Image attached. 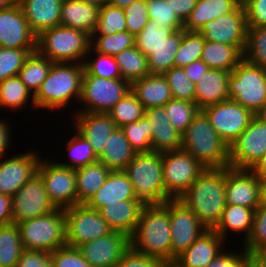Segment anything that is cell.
<instances>
[{"label": "cell", "instance_id": "cell-1", "mask_svg": "<svg viewBox=\"0 0 266 267\" xmlns=\"http://www.w3.org/2000/svg\"><path fill=\"white\" fill-rule=\"evenodd\" d=\"M208 230L219 223L226 207L225 168H206L179 197Z\"/></svg>", "mask_w": 266, "mask_h": 267}, {"label": "cell", "instance_id": "cell-2", "mask_svg": "<svg viewBox=\"0 0 266 267\" xmlns=\"http://www.w3.org/2000/svg\"><path fill=\"white\" fill-rule=\"evenodd\" d=\"M130 249L162 261L171 262L169 200L158 205H144L137 226L129 236Z\"/></svg>", "mask_w": 266, "mask_h": 267}, {"label": "cell", "instance_id": "cell-3", "mask_svg": "<svg viewBox=\"0 0 266 267\" xmlns=\"http://www.w3.org/2000/svg\"><path fill=\"white\" fill-rule=\"evenodd\" d=\"M83 73V64L53 63L47 78L34 95L36 109L62 110L74 98L80 100Z\"/></svg>", "mask_w": 266, "mask_h": 267}, {"label": "cell", "instance_id": "cell-4", "mask_svg": "<svg viewBox=\"0 0 266 267\" xmlns=\"http://www.w3.org/2000/svg\"><path fill=\"white\" fill-rule=\"evenodd\" d=\"M181 149L187 151L205 168L229 167V146L200 110L182 134Z\"/></svg>", "mask_w": 266, "mask_h": 267}, {"label": "cell", "instance_id": "cell-5", "mask_svg": "<svg viewBox=\"0 0 266 267\" xmlns=\"http://www.w3.org/2000/svg\"><path fill=\"white\" fill-rule=\"evenodd\" d=\"M163 153H136L126 166L127 174L134 188L135 197L143 205L163 204L172 198L165 192L163 181Z\"/></svg>", "mask_w": 266, "mask_h": 267}, {"label": "cell", "instance_id": "cell-6", "mask_svg": "<svg viewBox=\"0 0 266 267\" xmlns=\"http://www.w3.org/2000/svg\"><path fill=\"white\" fill-rule=\"evenodd\" d=\"M90 49L91 35L63 25L41 32L36 39V51L53 63L83 64Z\"/></svg>", "mask_w": 266, "mask_h": 267}, {"label": "cell", "instance_id": "cell-7", "mask_svg": "<svg viewBox=\"0 0 266 267\" xmlns=\"http://www.w3.org/2000/svg\"><path fill=\"white\" fill-rule=\"evenodd\" d=\"M24 249L52 253L66 245V217L64 209L16 224Z\"/></svg>", "mask_w": 266, "mask_h": 267}, {"label": "cell", "instance_id": "cell-8", "mask_svg": "<svg viewBox=\"0 0 266 267\" xmlns=\"http://www.w3.org/2000/svg\"><path fill=\"white\" fill-rule=\"evenodd\" d=\"M228 94L255 114L266 103V69L242 59L230 73Z\"/></svg>", "mask_w": 266, "mask_h": 267}, {"label": "cell", "instance_id": "cell-9", "mask_svg": "<svg viewBox=\"0 0 266 267\" xmlns=\"http://www.w3.org/2000/svg\"><path fill=\"white\" fill-rule=\"evenodd\" d=\"M129 91L130 84L124 79L83 75L81 97L78 104H84V107L76 112L108 113Z\"/></svg>", "mask_w": 266, "mask_h": 267}, {"label": "cell", "instance_id": "cell-10", "mask_svg": "<svg viewBox=\"0 0 266 267\" xmlns=\"http://www.w3.org/2000/svg\"><path fill=\"white\" fill-rule=\"evenodd\" d=\"M53 161L41 158L37 167L49 200L60 209L79 205L75 169L60 165L56 159Z\"/></svg>", "mask_w": 266, "mask_h": 267}, {"label": "cell", "instance_id": "cell-11", "mask_svg": "<svg viewBox=\"0 0 266 267\" xmlns=\"http://www.w3.org/2000/svg\"><path fill=\"white\" fill-rule=\"evenodd\" d=\"M66 217V245L78 247L92 240L104 237L113 229L98 210L85 204L64 209Z\"/></svg>", "mask_w": 266, "mask_h": 267}, {"label": "cell", "instance_id": "cell-12", "mask_svg": "<svg viewBox=\"0 0 266 267\" xmlns=\"http://www.w3.org/2000/svg\"><path fill=\"white\" fill-rule=\"evenodd\" d=\"M162 166L165 192L172 199H179L206 169L183 149L163 152Z\"/></svg>", "mask_w": 266, "mask_h": 267}, {"label": "cell", "instance_id": "cell-13", "mask_svg": "<svg viewBox=\"0 0 266 267\" xmlns=\"http://www.w3.org/2000/svg\"><path fill=\"white\" fill-rule=\"evenodd\" d=\"M203 111L228 146H231L255 116L249 109L231 99L207 106Z\"/></svg>", "mask_w": 266, "mask_h": 267}, {"label": "cell", "instance_id": "cell-14", "mask_svg": "<svg viewBox=\"0 0 266 267\" xmlns=\"http://www.w3.org/2000/svg\"><path fill=\"white\" fill-rule=\"evenodd\" d=\"M266 152V123L253 117L229 146V167L251 169Z\"/></svg>", "mask_w": 266, "mask_h": 267}, {"label": "cell", "instance_id": "cell-15", "mask_svg": "<svg viewBox=\"0 0 266 267\" xmlns=\"http://www.w3.org/2000/svg\"><path fill=\"white\" fill-rule=\"evenodd\" d=\"M169 220L171 231V262L187 250L206 229L197 216L180 200H169Z\"/></svg>", "mask_w": 266, "mask_h": 267}, {"label": "cell", "instance_id": "cell-16", "mask_svg": "<svg viewBox=\"0 0 266 267\" xmlns=\"http://www.w3.org/2000/svg\"><path fill=\"white\" fill-rule=\"evenodd\" d=\"M11 203L14 224L40 217L56 208L49 200L43 180L37 173L11 196Z\"/></svg>", "mask_w": 266, "mask_h": 267}, {"label": "cell", "instance_id": "cell-17", "mask_svg": "<svg viewBox=\"0 0 266 267\" xmlns=\"http://www.w3.org/2000/svg\"><path fill=\"white\" fill-rule=\"evenodd\" d=\"M247 30L245 8L237 7L229 14L206 22L199 33L205 40L235 46L243 54Z\"/></svg>", "mask_w": 266, "mask_h": 267}, {"label": "cell", "instance_id": "cell-18", "mask_svg": "<svg viewBox=\"0 0 266 267\" xmlns=\"http://www.w3.org/2000/svg\"><path fill=\"white\" fill-rule=\"evenodd\" d=\"M36 150L15 154L2 160L0 156V193L13 196L36 173L41 156Z\"/></svg>", "mask_w": 266, "mask_h": 267}, {"label": "cell", "instance_id": "cell-19", "mask_svg": "<svg viewBox=\"0 0 266 267\" xmlns=\"http://www.w3.org/2000/svg\"><path fill=\"white\" fill-rule=\"evenodd\" d=\"M77 248L92 267H115L130 249L129 236L124 232L113 231Z\"/></svg>", "mask_w": 266, "mask_h": 267}, {"label": "cell", "instance_id": "cell-20", "mask_svg": "<svg viewBox=\"0 0 266 267\" xmlns=\"http://www.w3.org/2000/svg\"><path fill=\"white\" fill-rule=\"evenodd\" d=\"M36 39L18 2L0 10V47L36 49Z\"/></svg>", "mask_w": 266, "mask_h": 267}, {"label": "cell", "instance_id": "cell-21", "mask_svg": "<svg viewBox=\"0 0 266 267\" xmlns=\"http://www.w3.org/2000/svg\"><path fill=\"white\" fill-rule=\"evenodd\" d=\"M227 204L256 209L260 205V180L251 169L225 167Z\"/></svg>", "mask_w": 266, "mask_h": 267}, {"label": "cell", "instance_id": "cell-22", "mask_svg": "<svg viewBox=\"0 0 266 267\" xmlns=\"http://www.w3.org/2000/svg\"><path fill=\"white\" fill-rule=\"evenodd\" d=\"M74 116V118H73ZM73 129L92 145L98 157L107 144L110 135L117 128L109 113L75 112L72 115Z\"/></svg>", "mask_w": 266, "mask_h": 267}, {"label": "cell", "instance_id": "cell-23", "mask_svg": "<svg viewBox=\"0 0 266 267\" xmlns=\"http://www.w3.org/2000/svg\"><path fill=\"white\" fill-rule=\"evenodd\" d=\"M225 240L214 230L205 231L179 256L174 263L179 267H207L224 250Z\"/></svg>", "mask_w": 266, "mask_h": 267}, {"label": "cell", "instance_id": "cell-24", "mask_svg": "<svg viewBox=\"0 0 266 267\" xmlns=\"http://www.w3.org/2000/svg\"><path fill=\"white\" fill-rule=\"evenodd\" d=\"M63 0H17L31 31L38 36L41 32L60 25Z\"/></svg>", "mask_w": 266, "mask_h": 267}, {"label": "cell", "instance_id": "cell-25", "mask_svg": "<svg viewBox=\"0 0 266 267\" xmlns=\"http://www.w3.org/2000/svg\"><path fill=\"white\" fill-rule=\"evenodd\" d=\"M123 200H137L132 183L124 171H111L102 187L85 205L99 211Z\"/></svg>", "mask_w": 266, "mask_h": 267}, {"label": "cell", "instance_id": "cell-26", "mask_svg": "<svg viewBox=\"0 0 266 267\" xmlns=\"http://www.w3.org/2000/svg\"><path fill=\"white\" fill-rule=\"evenodd\" d=\"M229 71L209 69L195 85V103L203 110L205 107L229 99Z\"/></svg>", "mask_w": 266, "mask_h": 267}, {"label": "cell", "instance_id": "cell-27", "mask_svg": "<svg viewBox=\"0 0 266 267\" xmlns=\"http://www.w3.org/2000/svg\"><path fill=\"white\" fill-rule=\"evenodd\" d=\"M99 10V6L82 0H63L60 25L85 31L92 36L97 27Z\"/></svg>", "mask_w": 266, "mask_h": 267}, {"label": "cell", "instance_id": "cell-28", "mask_svg": "<svg viewBox=\"0 0 266 267\" xmlns=\"http://www.w3.org/2000/svg\"><path fill=\"white\" fill-rule=\"evenodd\" d=\"M130 91L145 109L164 106L173 98L163 74H149L132 82Z\"/></svg>", "mask_w": 266, "mask_h": 267}, {"label": "cell", "instance_id": "cell-29", "mask_svg": "<svg viewBox=\"0 0 266 267\" xmlns=\"http://www.w3.org/2000/svg\"><path fill=\"white\" fill-rule=\"evenodd\" d=\"M143 206L139 200H123L106 205L99 212L113 231L130 236L137 226Z\"/></svg>", "mask_w": 266, "mask_h": 267}, {"label": "cell", "instance_id": "cell-30", "mask_svg": "<svg viewBox=\"0 0 266 267\" xmlns=\"http://www.w3.org/2000/svg\"><path fill=\"white\" fill-rule=\"evenodd\" d=\"M236 0H197L195 8L183 22L184 32H199L208 21L233 12Z\"/></svg>", "mask_w": 266, "mask_h": 267}, {"label": "cell", "instance_id": "cell-31", "mask_svg": "<svg viewBox=\"0 0 266 267\" xmlns=\"http://www.w3.org/2000/svg\"><path fill=\"white\" fill-rule=\"evenodd\" d=\"M254 214L255 209L253 208L226 204L222 217L213 230L224 240H227L226 238L231 234L230 231L240 234L243 232L242 234H244V236L241 241L245 242L252 230Z\"/></svg>", "mask_w": 266, "mask_h": 267}, {"label": "cell", "instance_id": "cell-32", "mask_svg": "<svg viewBox=\"0 0 266 267\" xmlns=\"http://www.w3.org/2000/svg\"><path fill=\"white\" fill-rule=\"evenodd\" d=\"M136 153L121 128H116L98 156V161L105 164L111 171H124Z\"/></svg>", "mask_w": 266, "mask_h": 267}, {"label": "cell", "instance_id": "cell-33", "mask_svg": "<svg viewBox=\"0 0 266 267\" xmlns=\"http://www.w3.org/2000/svg\"><path fill=\"white\" fill-rule=\"evenodd\" d=\"M78 204H86L102 187L111 170L100 161L75 169Z\"/></svg>", "mask_w": 266, "mask_h": 267}, {"label": "cell", "instance_id": "cell-34", "mask_svg": "<svg viewBox=\"0 0 266 267\" xmlns=\"http://www.w3.org/2000/svg\"><path fill=\"white\" fill-rule=\"evenodd\" d=\"M243 59V54L232 45L205 40L201 60L210 68L231 72Z\"/></svg>", "mask_w": 266, "mask_h": 267}, {"label": "cell", "instance_id": "cell-35", "mask_svg": "<svg viewBox=\"0 0 266 267\" xmlns=\"http://www.w3.org/2000/svg\"><path fill=\"white\" fill-rule=\"evenodd\" d=\"M182 40V30H176L172 35L156 46L147 56L151 74H163L174 67V60Z\"/></svg>", "mask_w": 266, "mask_h": 267}, {"label": "cell", "instance_id": "cell-36", "mask_svg": "<svg viewBox=\"0 0 266 267\" xmlns=\"http://www.w3.org/2000/svg\"><path fill=\"white\" fill-rule=\"evenodd\" d=\"M115 58L122 79L129 84L151 74L147 57L136 46L121 51Z\"/></svg>", "mask_w": 266, "mask_h": 267}, {"label": "cell", "instance_id": "cell-37", "mask_svg": "<svg viewBox=\"0 0 266 267\" xmlns=\"http://www.w3.org/2000/svg\"><path fill=\"white\" fill-rule=\"evenodd\" d=\"M52 64V61L35 51L30 54L23 67L20 69L18 77L33 96L47 78Z\"/></svg>", "mask_w": 266, "mask_h": 267}, {"label": "cell", "instance_id": "cell-38", "mask_svg": "<svg viewBox=\"0 0 266 267\" xmlns=\"http://www.w3.org/2000/svg\"><path fill=\"white\" fill-rule=\"evenodd\" d=\"M32 101V103H30ZM30 103L35 107L34 96L27 89L26 85L21 81L18 76L7 78L6 80L0 82V105L1 108L9 107L8 109H16L20 111L22 107Z\"/></svg>", "mask_w": 266, "mask_h": 267}, {"label": "cell", "instance_id": "cell-39", "mask_svg": "<svg viewBox=\"0 0 266 267\" xmlns=\"http://www.w3.org/2000/svg\"><path fill=\"white\" fill-rule=\"evenodd\" d=\"M23 251L17 225H0V267H16Z\"/></svg>", "mask_w": 266, "mask_h": 267}, {"label": "cell", "instance_id": "cell-40", "mask_svg": "<svg viewBox=\"0 0 266 267\" xmlns=\"http://www.w3.org/2000/svg\"><path fill=\"white\" fill-rule=\"evenodd\" d=\"M135 46V36L128 31L117 32L112 35L92 34V51L115 56L123 50Z\"/></svg>", "mask_w": 266, "mask_h": 267}, {"label": "cell", "instance_id": "cell-41", "mask_svg": "<svg viewBox=\"0 0 266 267\" xmlns=\"http://www.w3.org/2000/svg\"><path fill=\"white\" fill-rule=\"evenodd\" d=\"M69 141H67L68 162L57 161L60 165L77 169L84 167L90 163L98 161V157L94 153L92 145L80 133L75 131Z\"/></svg>", "mask_w": 266, "mask_h": 267}, {"label": "cell", "instance_id": "cell-42", "mask_svg": "<svg viewBox=\"0 0 266 267\" xmlns=\"http://www.w3.org/2000/svg\"><path fill=\"white\" fill-rule=\"evenodd\" d=\"M169 122L183 134L201 110L195 102L172 98L164 105Z\"/></svg>", "mask_w": 266, "mask_h": 267}, {"label": "cell", "instance_id": "cell-43", "mask_svg": "<svg viewBox=\"0 0 266 267\" xmlns=\"http://www.w3.org/2000/svg\"><path fill=\"white\" fill-rule=\"evenodd\" d=\"M108 113L116 127L121 128L128 123L137 122L141 119L145 115V108L129 91Z\"/></svg>", "mask_w": 266, "mask_h": 267}, {"label": "cell", "instance_id": "cell-44", "mask_svg": "<svg viewBox=\"0 0 266 267\" xmlns=\"http://www.w3.org/2000/svg\"><path fill=\"white\" fill-rule=\"evenodd\" d=\"M152 125L144 115L137 122L128 123L121 127L131 147L137 152H152Z\"/></svg>", "mask_w": 266, "mask_h": 267}, {"label": "cell", "instance_id": "cell-45", "mask_svg": "<svg viewBox=\"0 0 266 267\" xmlns=\"http://www.w3.org/2000/svg\"><path fill=\"white\" fill-rule=\"evenodd\" d=\"M204 36L199 32H184L182 29V40L174 60V67H185L192 62L201 59Z\"/></svg>", "mask_w": 266, "mask_h": 267}, {"label": "cell", "instance_id": "cell-46", "mask_svg": "<svg viewBox=\"0 0 266 267\" xmlns=\"http://www.w3.org/2000/svg\"><path fill=\"white\" fill-rule=\"evenodd\" d=\"M243 59L266 69V27H248Z\"/></svg>", "mask_w": 266, "mask_h": 267}, {"label": "cell", "instance_id": "cell-47", "mask_svg": "<svg viewBox=\"0 0 266 267\" xmlns=\"http://www.w3.org/2000/svg\"><path fill=\"white\" fill-rule=\"evenodd\" d=\"M92 52H94L93 57L95 59L94 58L91 59L89 57ZM87 56L90 59L86 57L85 61L83 62L84 65L83 75H94L96 77L108 78V79H122L115 56L101 54L92 51V49H90Z\"/></svg>", "mask_w": 266, "mask_h": 267}, {"label": "cell", "instance_id": "cell-48", "mask_svg": "<svg viewBox=\"0 0 266 267\" xmlns=\"http://www.w3.org/2000/svg\"><path fill=\"white\" fill-rule=\"evenodd\" d=\"M127 31L124 9L106 4L100 7L96 30L93 34L112 35Z\"/></svg>", "mask_w": 266, "mask_h": 267}, {"label": "cell", "instance_id": "cell-49", "mask_svg": "<svg viewBox=\"0 0 266 267\" xmlns=\"http://www.w3.org/2000/svg\"><path fill=\"white\" fill-rule=\"evenodd\" d=\"M174 99L195 102V84L186 76L184 68L172 67L163 73Z\"/></svg>", "mask_w": 266, "mask_h": 267}, {"label": "cell", "instance_id": "cell-50", "mask_svg": "<svg viewBox=\"0 0 266 267\" xmlns=\"http://www.w3.org/2000/svg\"><path fill=\"white\" fill-rule=\"evenodd\" d=\"M36 49H11L0 47V82L18 76L20 69Z\"/></svg>", "mask_w": 266, "mask_h": 267}, {"label": "cell", "instance_id": "cell-51", "mask_svg": "<svg viewBox=\"0 0 266 267\" xmlns=\"http://www.w3.org/2000/svg\"><path fill=\"white\" fill-rule=\"evenodd\" d=\"M150 21L163 29H183V21L172 11L166 0H146Z\"/></svg>", "mask_w": 266, "mask_h": 267}, {"label": "cell", "instance_id": "cell-52", "mask_svg": "<svg viewBox=\"0 0 266 267\" xmlns=\"http://www.w3.org/2000/svg\"><path fill=\"white\" fill-rule=\"evenodd\" d=\"M152 127V151L163 153L181 149L182 134L170 122H168V125Z\"/></svg>", "mask_w": 266, "mask_h": 267}, {"label": "cell", "instance_id": "cell-53", "mask_svg": "<svg viewBox=\"0 0 266 267\" xmlns=\"http://www.w3.org/2000/svg\"><path fill=\"white\" fill-rule=\"evenodd\" d=\"M175 31V29H163L158 24L149 21L135 36V46L147 57L164 38L169 37Z\"/></svg>", "mask_w": 266, "mask_h": 267}, {"label": "cell", "instance_id": "cell-54", "mask_svg": "<svg viewBox=\"0 0 266 267\" xmlns=\"http://www.w3.org/2000/svg\"><path fill=\"white\" fill-rule=\"evenodd\" d=\"M242 244L247 252H257L266 245V205L255 209L251 233Z\"/></svg>", "mask_w": 266, "mask_h": 267}, {"label": "cell", "instance_id": "cell-55", "mask_svg": "<svg viewBox=\"0 0 266 267\" xmlns=\"http://www.w3.org/2000/svg\"><path fill=\"white\" fill-rule=\"evenodd\" d=\"M127 31L134 36L139 34L150 21L146 0H135L124 8Z\"/></svg>", "mask_w": 266, "mask_h": 267}, {"label": "cell", "instance_id": "cell-56", "mask_svg": "<svg viewBox=\"0 0 266 267\" xmlns=\"http://www.w3.org/2000/svg\"><path fill=\"white\" fill-rule=\"evenodd\" d=\"M53 267H92L77 247L65 245L50 253Z\"/></svg>", "mask_w": 266, "mask_h": 267}, {"label": "cell", "instance_id": "cell-57", "mask_svg": "<svg viewBox=\"0 0 266 267\" xmlns=\"http://www.w3.org/2000/svg\"><path fill=\"white\" fill-rule=\"evenodd\" d=\"M238 253L223 251L215 257L207 267H247V251L241 248ZM240 253V254H239Z\"/></svg>", "mask_w": 266, "mask_h": 267}, {"label": "cell", "instance_id": "cell-58", "mask_svg": "<svg viewBox=\"0 0 266 267\" xmlns=\"http://www.w3.org/2000/svg\"><path fill=\"white\" fill-rule=\"evenodd\" d=\"M16 267H53L50 253L24 249Z\"/></svg>", "mask_w": 266, "mask_h": 267}, {"label": "cell", "instance_id": "cell-59", "mask_svg": "<svg viewBox=\"0 0 266 267\" xmlns=\"http://www.w3.org/2000/svg\"><path fill=\"white\" fill-rule=\"evenodd\" d=\"M158 259L136 253L129 249L115 267H163Z\"/></svg>", "mask_w": 266, "mask_h": 267}, {"label": "cell", "instance_id": "cell-60", "mask_svg": "<svg viewBox=\"0 0 266 267\" xmlns=\"http://www.w3.org/2000/svg\"><path fill=\"white\" fill-rule=\"evenodd\" d=\"M247 27H266V0H254L245 7Z\"/></svg>", "mask_w": 266, "mask_h": 267}, {"label": "cell", "instance_id": "cell-61", "mask_svg": "<svg viewBox=\"0 0 266 267\" xmlns=\"http://www.w3.org/2000/svg\"><path fill=\"white\" fill-rule=\"evenodd\" d=\"M170 8L184 22L195 8L197 0H166Z\"/></svg>", "mask_w": 266, "mask_h": 267}, {"label": "cell", "instance_id": "cell-62", "mask_svg": "<svg viewBox=\"0 0 266 267\" xmlns=\"http://www.w3.org/2000/svg\"><path fill=\"white\" fill-rule=\"evenodd\" d=\"M186 76L196 85L199 79L203 77L210 68L201 60H196L191 64L183 67Z\"/></svg>", "mask_w": 266, "mask_h": 267}, {"label": "cell", "instance_id": "cell-63", "mask_svg": "<svg viewBox=\"0 0 266 267\" xmlns=\"http://www.w3.org/2000/svg\"><path fill=\"white\" fill-rule=\"evenodd\" d=\"M145 116L152 126L168 125L169 122L164 106L145 109Z\"/></svg>", "mask_w": 266, "mask_h": 267}, {"label": "cell", "instance_id": "cell-64", "mask_svg": "<svg viewBox=\"0 0 266 267\" xmlns=\"http://www.w3.org/2000/svg\"><path fill=\"white\" fill-rule=\"evenodd\" d=\"M12 223L11 196L0 193V225Z\"/></svg>", "mask_w": 266, "mask_h": 267}, {"label": "cell", "instance_id": "cell-65", "mask_svg": "<svg viewBox=\"0 0 266 267\" xmlns=\"http://www.w3.org/2000/svg\"><path fill=\"white\" fill-rule=\"evenodd\" d=\"M11 138V127L9 123L0 119V156L2 158L6 157V151L8 148L10 149Z\"/></svg>", "mask_w": 266, "mask_h": 267}, {"label": "cell", "instance_id": "cell-66", "mask_svg": "<svg viewBox=\"0 0 266 267\" xmlns=\"http://www.w3.org/2000/svg\"><path fill=\"white\" fill-rule=\"evenodd\" d=\"M251 170L257 175L260 181H266V152L251 168Z\"/></svg>", "mask_w": 266, "mask_h": 267}, {"label": "cell", "instance_id": "cell-67", "mask_svg": "<svg viewBox=\"0 0 266 267\" xmlns=\"http://www.w3.org/2000/svg\"><path fill=\"white\" fill-rule=\"evenodd\" d=\"M247 267H266V261L256 252H247Z\"/></svg>", "mask_w": 266, "mask_h": 267}, {"label": "cell", "instance_id": "cell-68", "mask_svg": "<svg viewBox=\"0 0 266 267\" xmlns=\"http://www.w3.org/2000/svg\"><path fill=\"white\" fill-rule=\"evenodd\" d=\"M135 0H109V4L124 9Z\"/></svg>", "mask_w": 266, "mask_h": 267}, {"label": "cell", "instance_id": "cell-69", "mask_svg": "<svg viewBox=\"0 0 266 267\" xmlns=\"http://www.w3.org/2000/svg\"><path fill=\"white\" fill-rule=\"evenodd\" d=\"M260 205H266V181H260Z\"/></svg>", "mask_w": 266, "mask_h": 267}, {"label": "cell", "instance_id": "cell-70", "mask_svg": "<svg viewBox=\"0 0 266 267\" xmlns=\"http://www.w3.org/2000/svg\"><path fill=\"white\" fill-rule=\"evenodd\" d=\"M254 115L260 121L266 123V103Z\"/></svg>", "mask_w": 266, "mask_h": 267}, {"label": "cell", "instance_id": "cell-71", "mask_svg": "<svg viewBox=\"0 0 266 267\" xmlns=\"http://www.w3.org/2000/svg\"><path fill=\"white\" fill-rule=\"evenodd\" d=\"M16 2V0H0V10L8 9Z\"/></svg>", "mask_w": 266, "mask_h": 267}, {"label": "cell", "instance_id": "cell-72", "mask_svg": "<svg viewBox=\"0 0 266 267\" xmlns=\"http://www.w3.org/2000/svg\"><path fill=\"white\" fill-rule=\"evenodd\" d=\"M82 1L95 4L99 7L109 4V0H82Z\"/></svg>", "mask_w": 266, "mask_h": 267}, {"label": "cell", "instance_id": "cell-73", "mask_svg": "<svg viewBox=\"0 0 266 267\" xmlns=\"http://www.w3.org/2000/svg\"><path fill=\"white\" fill-rule=\"evenodd\" d=\"M254 0H236V4L238 7L245 8L247 5H249Z\"/></svg>", "mask_w": 266, "mask_h": 267}, {"label": "cell", "instance_id": "cell-74", "mask_svg": "<svg viewBox=\"0 0 266 267\" xmlns=\"http://www.w3.org/2000/svg\"><path fill=\"white\" fill-rule=\"evenodd\" d=\"M256 253L266 261V245L260 248Z\"/></svg>", "mask_w": 266, "mask_h": 267}, {"label": "cell", "instance_id": "cell-75", "mask_svg": "<svg viewBox=\"0 0 266 267\" xmlns=\"http://www.w3.org/2000/svg\"><path fill=\"white\" fill-rule=\"evenodd\" d=\"M163 267H179L174 262L164 263Z\"/></svg>", "mask_w": 266, "mask_h": 267}]
</instances>
